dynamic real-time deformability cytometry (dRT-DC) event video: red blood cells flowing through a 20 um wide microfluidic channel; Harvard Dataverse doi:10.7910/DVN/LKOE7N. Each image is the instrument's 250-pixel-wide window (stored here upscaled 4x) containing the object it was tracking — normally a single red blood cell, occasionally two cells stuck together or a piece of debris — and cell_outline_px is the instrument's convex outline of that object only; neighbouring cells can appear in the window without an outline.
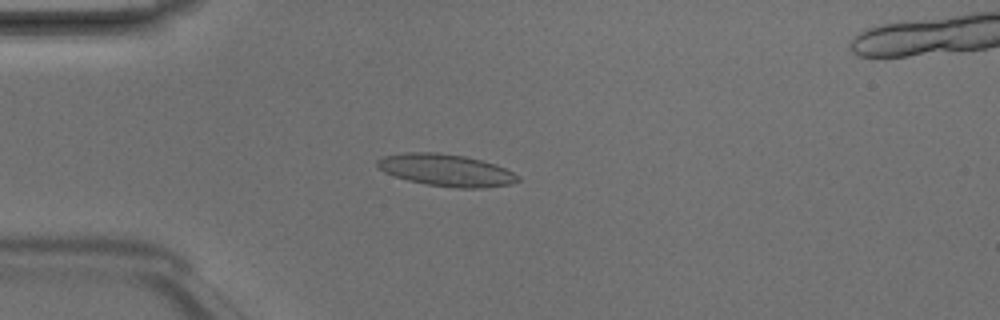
{"species": "Egyptian fruit bat (a non-hibernating species)", "species_latin": "Rousettus aegyptiacus", "temperature_condition": "room temperature", "stored_images_in_passage": 5, "camera_frame_rate_fps": 3000, "um_per_image_px": 0.085, "animal": {"sex": "male"}, "frame": {"image": 1, "passage_image": 3, "time_ms": 0.667, "image_size_px": [1000, 320], "cell_outline_px": [[520, 180], [508, 184], [480, 188], [460, 188], [428, 184], [408, 180], [384, 172], [376, 168], [376, 160], [384, 156], [404, 152], [436, 152], [464, 156], [496, 164], [520, 176]], "centroid_in_image_um": [37.88, 14.45], "position_along_channel_um": 47.1, "area_um2": 26.07}}